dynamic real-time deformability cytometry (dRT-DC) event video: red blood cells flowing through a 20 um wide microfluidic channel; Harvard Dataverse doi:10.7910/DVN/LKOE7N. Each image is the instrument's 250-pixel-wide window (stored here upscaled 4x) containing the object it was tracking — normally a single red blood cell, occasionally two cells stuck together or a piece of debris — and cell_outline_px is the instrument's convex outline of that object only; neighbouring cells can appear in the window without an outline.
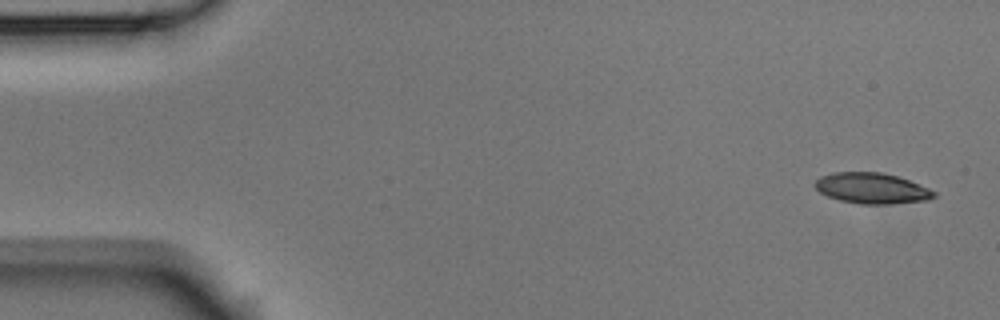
{"species": "Egyptian fruit bat (a non-hibernating species)", "species_latin": "Rousettus aegyptiacus", "temperature_condition": "room temperature", "stored_images_in_passage": 5, "camera_frame_rate_fps": 3000, "um_per_image_px": 0.085, "animal": {"sex": "male"}, "frame": {"image": 1, "passage_image": 1, "time_ms": 0.0, "image_size_px": [1000, 320], "cell_outline_px": [[936, 196], [928, 200], [892, 204], [860, 204], [840, 200], [828, 196], [820, 192], [812, 184], [820, 176], [832, 172], [880, 172], [896, 176], [908, 180], [928, 188], [936, 192]], "centroid_in_image_um": [74.08, 16.0], "position_along_channel_um": 10.9, "area_um2": 21.33}}